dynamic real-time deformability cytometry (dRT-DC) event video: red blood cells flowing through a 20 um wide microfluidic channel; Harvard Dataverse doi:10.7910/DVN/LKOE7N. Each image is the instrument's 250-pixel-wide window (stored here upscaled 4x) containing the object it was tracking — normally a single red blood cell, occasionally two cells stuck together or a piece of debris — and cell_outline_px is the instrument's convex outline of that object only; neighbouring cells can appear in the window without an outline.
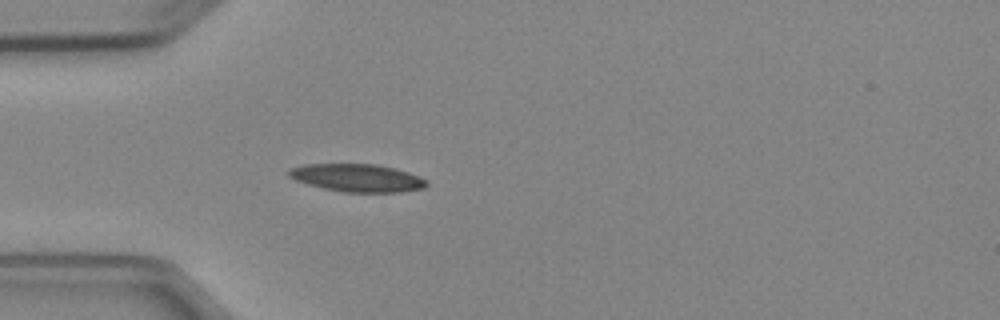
{"species": "Egyptian fruit bat (a non-hibernating species)", "species_latin": "Rousettus aegyptiacus", "temperature_condition": "cold", "stored_images_in_passage": 4, "camera_frame_rate_fps": 3000, "um_per_image_px": 0.085, "animal": {"sex": "female"}, "frame": {"image": 1, "passage_image": 4, "time_ms": 4.333, "image_size_px": [1000, 320], "cell_outline_px": [[428, 184], [424, 188], [400, 192], [344, 192], [324, 188], [308, 184], [296, 180], [288, 176], [288, 168], [304, 164], [376, 164], [396, 168], [408, 172], [428, 180]], "centroid_in_image_um": [30.37, 15.11], "position_along_channel_um": 54.6, "area_um2": 22.37}}